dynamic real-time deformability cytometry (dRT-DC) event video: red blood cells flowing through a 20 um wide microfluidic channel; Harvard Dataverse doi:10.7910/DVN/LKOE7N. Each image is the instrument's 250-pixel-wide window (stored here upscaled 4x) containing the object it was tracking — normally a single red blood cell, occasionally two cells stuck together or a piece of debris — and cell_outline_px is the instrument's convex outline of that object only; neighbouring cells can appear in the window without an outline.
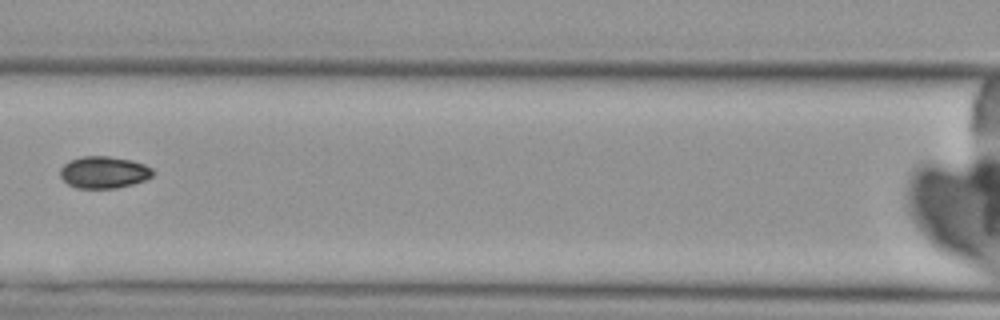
{"species": "Egyptian fruit bat (a non-hibernating species)", "species_latin": "Rousettus aegyptiacus", "temperature_condition": "cold", "stored_images_in_passage": 9, "camera_frame_rate_fps": 3000, "um_per_image_px": 0.085, "animal": {"sex": "female"}, "frame": {"image": 1, "passage_image": 8, "time_ms": 8.333, "image_size_px": [1000, 320], "cell_outline_px": [[152, 176], [144, 180], [132, 184], [116, 188], [76, 188], [68, 184], [60, 176], [60, 168], [68, 160], [80, 156], [108, 156], [132, 160], [144, 164], [152, 168]], "centroid_in_image_um": [8.79, 14.63], "position_along_channel_um": 157.8, "area_um2": 17.28}}
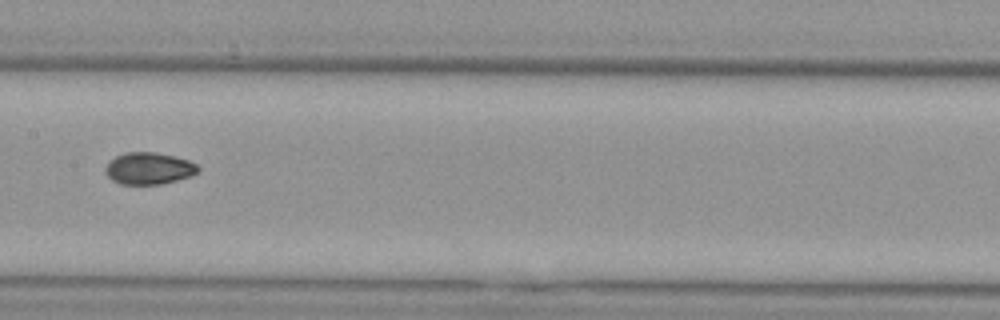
{"frame": {"image": 2, "passage_image": 9, "time_ms": 9.333, "image_size_px": [1000, 320], "cell_outline_px": [[200, 172], [192, 176], [160, 184], [120, 184], [112, 180], [104, 172], [104, 168], [108, 160], [124, 152], [156, 152], [188, 160], [196, 164], [200, 168]], "centroid_in_image_um": [12.63, 14.31], "position_along_channel_um": 194.8, "area_um2": 17.4}}